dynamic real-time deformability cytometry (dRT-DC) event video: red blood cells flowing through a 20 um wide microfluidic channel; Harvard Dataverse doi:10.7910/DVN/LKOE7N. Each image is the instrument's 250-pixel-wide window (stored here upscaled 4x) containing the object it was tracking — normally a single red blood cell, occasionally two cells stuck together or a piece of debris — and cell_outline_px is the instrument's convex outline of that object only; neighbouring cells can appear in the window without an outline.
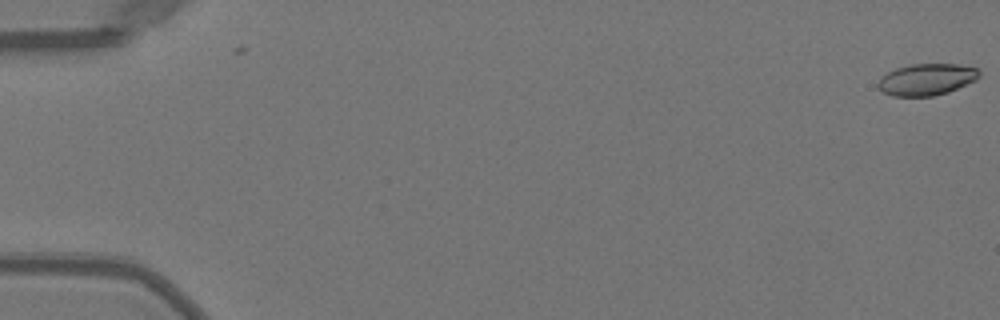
{"species": "Egyptian fruit bat (a non-hibernating species)", "species_latin": "Rousettus aegyptiacus", "temperature_condition": "warm", "stored_images_in_passage": 2, "camera_frame_rate_fps": 3000, "um_per_image_px": 0.085, "animal": {"sex": "female"}, "frame": {"image": 1, "passage_image": 2, "time_ms": 0.333, "image_size_px": [1000, 320], "cell_outline_px": [[980, 76], [976, 80], [948, 92], [932, 96], [892, 96], [884, 92], [876, 84], [888, 72], [896, 68], [912, 64], [956, 64], [980, 68]], "centroid_in_image_um": [78.81, 6.75], "position_along_channel_um": 6.2, "area_um2": 18.55}}